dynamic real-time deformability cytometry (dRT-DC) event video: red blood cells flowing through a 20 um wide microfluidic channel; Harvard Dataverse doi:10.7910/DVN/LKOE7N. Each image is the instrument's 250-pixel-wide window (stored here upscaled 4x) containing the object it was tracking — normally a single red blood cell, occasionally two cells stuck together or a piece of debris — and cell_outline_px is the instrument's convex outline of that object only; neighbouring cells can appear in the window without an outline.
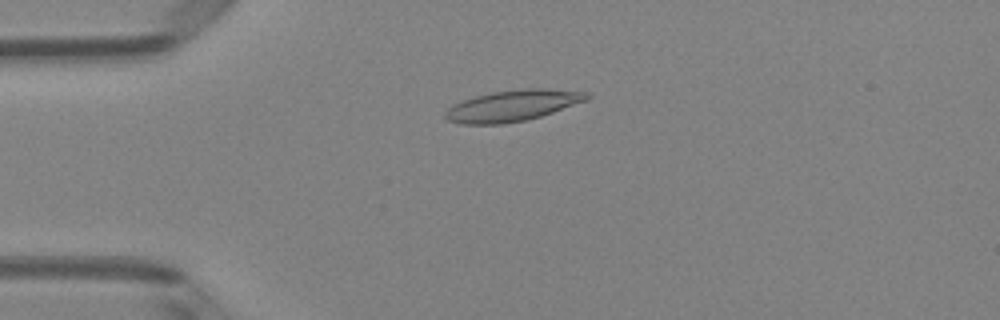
{"species": "Egyptian fruit bat (a non-hibernating species)", "species_latin": "Rousettus aegyptiacus", "temperature_condition": "room temperature", "stored_images_in_passage": 50, "camera_frame_rate_fps": 3000, "um_per_image_px": 0.085, "animal": {"sex": "female"}, "frame": {"image": 1, "passage_image": 12, "time_ms": 3.667, "image_size_px": [1000, 320], "cell_outline_px": [[592, 96], [588, 100], [540, 116], [524, 120], [504, 124], [460, 124], [448, 120], [444, 116], [444, 112], [452, 104], [476, 96], [492, 92], [524, 88], [548, 88], [588, 92]], "centroid_in_image_um": [43.58, 8.97], "position_along_channel_um": 41.4, "area_um2": 25.72}}
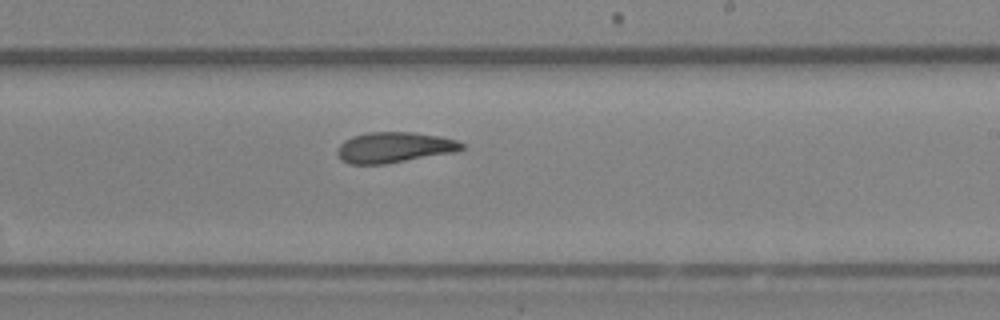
{"frame": {"image": 2, "passage_image": 30, "time_ms": 9.667, "image_size_px": [1000, 320], "cell_outline_px": [[464, 148], [456, 152], [384, 164], [348, 164], [340, 160], [336, 152], [340, 144], [344, 140], [352, 136], [368, 132], [412, 132], [440, 136], [456, 140], [464, 144]], "centroid_in_image_um": [33.49, 12.53], "position_along_channel_um": 255.5, "area_um2": 22.31}}
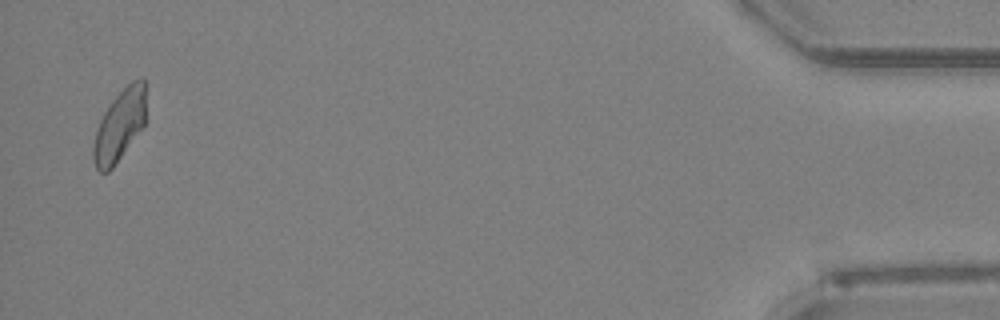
{"frame": {"image": 3, "passage_image": 49, "time_ms": 16.0, "image_size_px": [1000, 320], "cell_outline_px": [[148, 84], [144, 124], [112, 168], [108, 172], [100, 172], [96, 168], [92, 160], [92, 148], [96, 128], [104, 112], [112, 100], [132, 80], [144, 80]], "centroid_in_image_um": [10.16, 10.63], "position_along_channel_um": 425.0, "area_um2": 21.91}, "authors_computed_cell_mechanics": {"area_um2": 22.8021, "velocity_mm_per_s": 4.0087, "shape_relaxation_time_tau1_ms": null, "shape_relaxation_time_tau2_ms": 3.5585, "deformation_change_tau1": null, "deformation_change_tau2": 0.102}}